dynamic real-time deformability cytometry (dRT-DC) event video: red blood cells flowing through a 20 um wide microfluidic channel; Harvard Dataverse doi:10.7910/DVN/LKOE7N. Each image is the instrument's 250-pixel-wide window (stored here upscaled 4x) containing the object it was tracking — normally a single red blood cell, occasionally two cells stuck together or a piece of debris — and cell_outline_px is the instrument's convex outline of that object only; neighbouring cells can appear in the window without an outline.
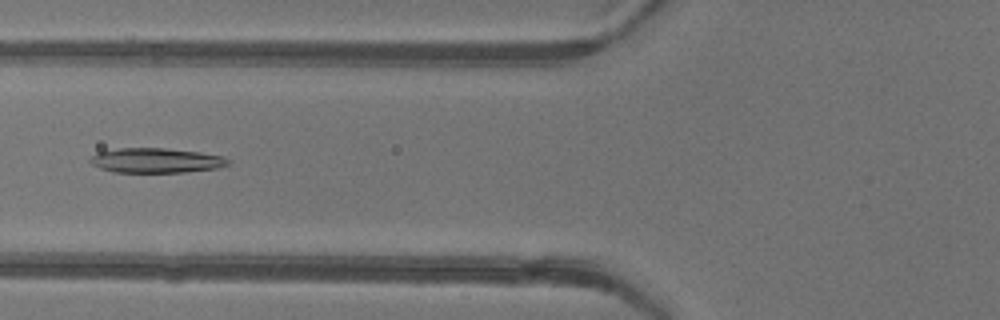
{"species": "common noctule bat (a hibernating species)", "species_latin": "Nyctalus noctula", "temperature_condition": "warm", "stored_images_in_passage": 32, "camera_frame_rate_fps": 3000, "um_per_image_px": 0.085, "animal": {"sex": "female"}, "frame": {"image": 1, "passage_image": 5, "time_ms": 1.333, "image_size_px": [1000, 320], "cell_outline_px": [[228, 164], [220, 168], [184, 172], [112, 172], [100, 168], [92, 164], [88, 160], [92, 156], [100, 152], [120, 148], [164, 148], [200, 152], [224, 156], [228, 160]], "centroid_in_image_um": [13.28, 13.64], "position_along_channel_um": 112.5, "area_um2": 19.83}}
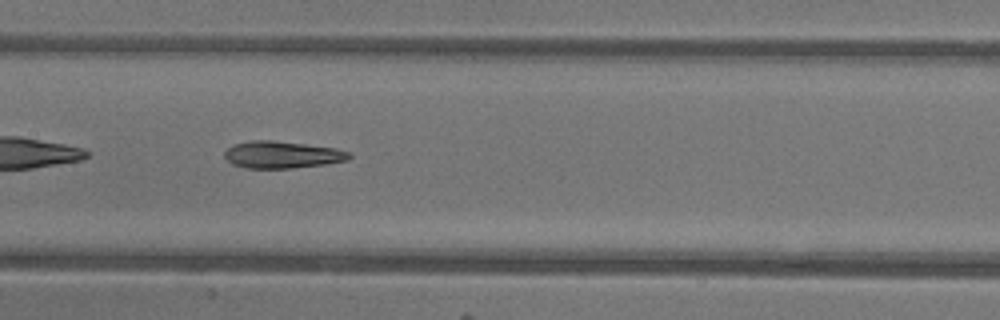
{"frame": {"image": 2, "passage_image": 10, "time_ms": 3.0, "image_size_px": [1000, 320], "cell_outline_px": [[352, 156], [348, 160], [324, 164], [292, 168], [244, 168], [232, 164], [224, 156], [224, 152], [232, 144], [252, 140], [272, 140], [336, 148], [352, 152]], "centroid_in_image_um": [23.98, 13.15], "position_along_channel_um": 183.4, "area_um2": 19.71}}
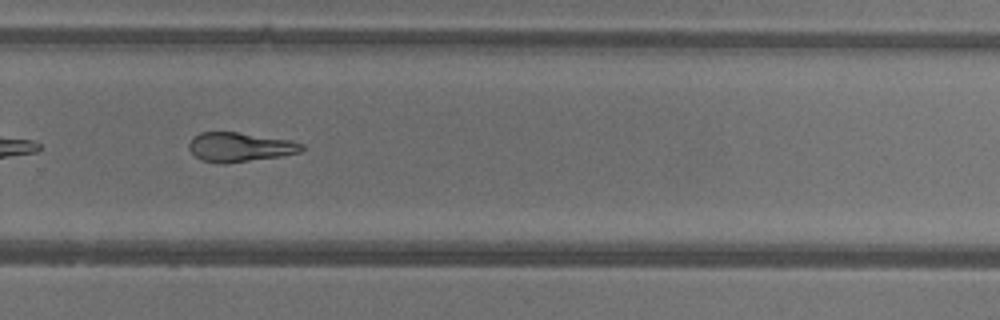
{"frame": {"image": 3, "passage_image": 19, "time_ms": 6.0, "image_size_px": [1000, 320], "cell_outline_px": [[304, 148], [300, 152], [280, 156], [224, 164], [220, 164], [200, 160], [188, 148], [188, 144], [192, 136], [200, 132], [236, 132], [292, 140], [304, 144]], "centroid_in_image_um": [20.36, 12.5], "position_along_channel_um": 309.4, "area_um2": 19.36}, "authors_computed_cell_mechanics": {"area_um2": 20.3456, "velocity_mm_per_s": 4.2158, "shape_relaxation_time_tau1_ms": null, "shape_relaxation_time_tau2_ms": 3.7344, "deformation_change_tau1": null, "deformation_change_tau2": 0.1316}}